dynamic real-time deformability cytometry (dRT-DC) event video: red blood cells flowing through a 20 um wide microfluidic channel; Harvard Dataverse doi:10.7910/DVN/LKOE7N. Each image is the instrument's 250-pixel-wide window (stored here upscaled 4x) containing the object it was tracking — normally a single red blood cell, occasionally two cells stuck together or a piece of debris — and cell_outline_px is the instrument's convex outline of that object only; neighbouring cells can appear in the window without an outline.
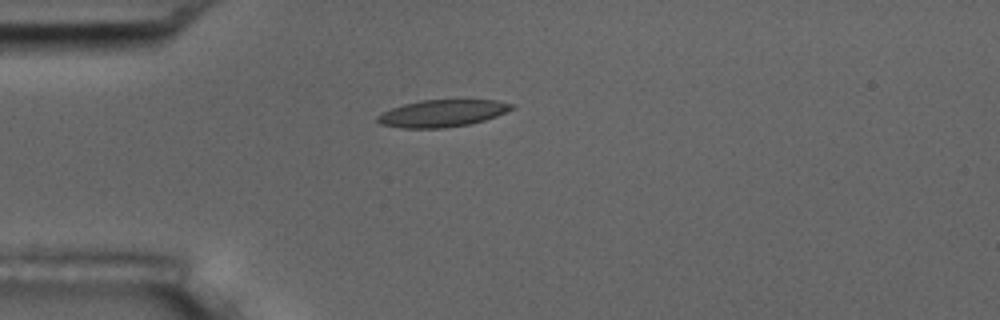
{"species": "common noctule bat (a hibernating species)", "species_latin": "Nyctalus noctula", "temperature_condition": "room temperature", "stored_images_in_passage": 1, "camera_frame_rate_fps": 3000, "um_per_image_px": 0.085, "animal": {"sex": "male", "body_mass_g": 17.5, "forearm_length_mm": 52.3}, "frame": {"image": 1, "passage_image": 1, "time_ms": 0.0, "image_size_px": [1000, 320], "cell_outline_px": [[516, 104], [512, 108], [496, 116], [484, 120], [468, 124], [444, 128], [404, 128], [380, 124], [376, 120], [376, 116], [392, 108], [404, 104], [420, 100], [496, 100]], "centroid_in_image_um": [37.58, 9.63], "position_along_channel_um": 47.4, "area_um2": 20.98}}